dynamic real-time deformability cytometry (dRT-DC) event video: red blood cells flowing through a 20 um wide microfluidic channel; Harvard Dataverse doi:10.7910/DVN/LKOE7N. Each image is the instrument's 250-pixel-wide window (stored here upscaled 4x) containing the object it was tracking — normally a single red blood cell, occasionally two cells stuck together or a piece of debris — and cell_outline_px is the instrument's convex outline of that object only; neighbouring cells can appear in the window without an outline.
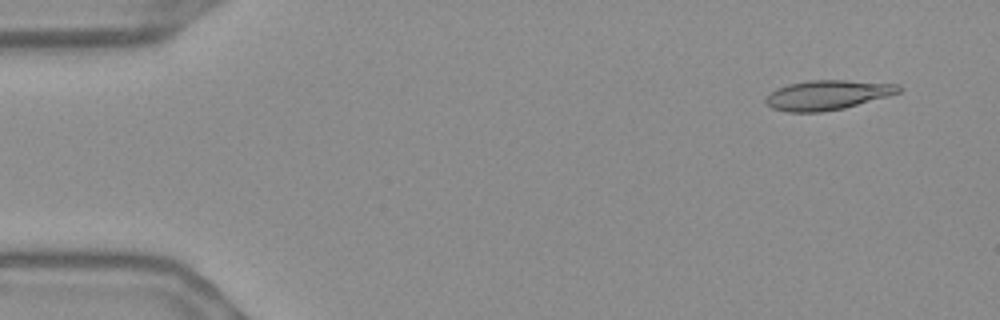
{"species": "Egyptian fruit bat (a non-hibernating species)", "species_latin": "Rousettus aegyptiacus", "temperature_condition": "warm", "stored_images_in_passage": 55, "camera_frame_rate_fps": 3000, "um_per_image_px": 0.085, "frame": {"image": 1, "passage_image": 4, "time_ms": 1.0, "image_size_px": [1000, 320], "cell_outline_px": [[904, 88], [900, 92], [888, 96], [844, 108], [820, 112], [788, 112], [772, 108], [764, 104], [764, 96], [776, 88], [788, 84], [808, 80], [844, 80], [900, 84]], "centroid_in_image_um": [70.3, 8.07], "position_along_channel_um": 14.7, "area_um2": 23.24}}
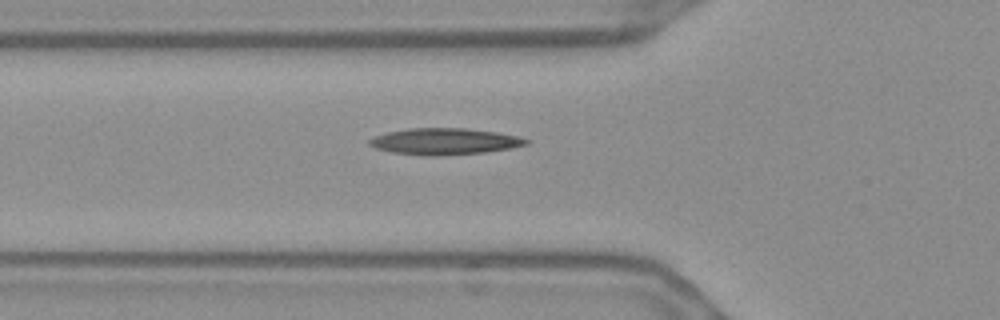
{"frame": {"image": 2, "passage_image": 19, "time_ms": 6.0, "image_size_px": [1000, 320], "cell_outline_px": [[532, 140], [528, 144], [512, 148], [484, 152], [436, 156], [428, 156], [392, 152], [376, 148], [368, 144], [368, 140], [376, 136], [388, 132], [408, 128], [468, 128], [496, 132], [516, 136]], "centroid_in_image_um": [37.81, 12.02], "position_along_channel_um": 88.0, "area_um2": 24.1}}
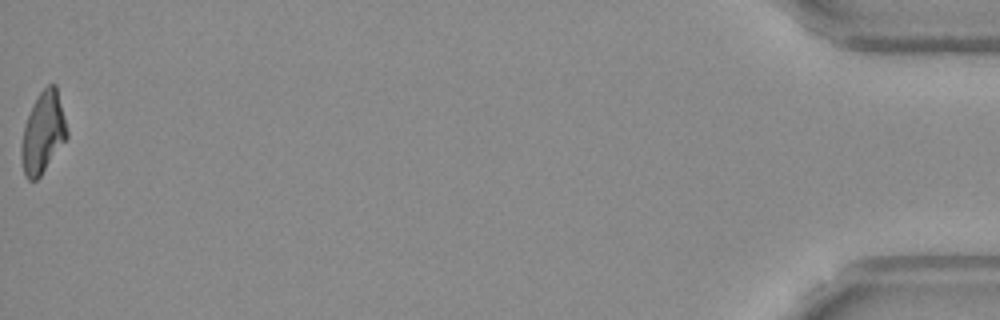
{"frame": {"image": 3, "passage_image": 55, "time_ms": 18.0, "image_size_px": [1000, 320], "cell_outline_px": [[68, 136], [40, 176], [36, 180], [28, 180], [24, 176], [20, 156], [20, 148], [24, 128], [28, 116], [40, 92], [48, 84], [56, 84], [68, 132]], "centroid_in_image_um": [3.64, 11.31], "position_along_channel_um": 431.6, "area_um2": 21.21}, "authors_computed_cell_mechanics": {"area_um2": 22.4264, "velocity_mm_per_s": 3.6929, "shape_relaxation_time_tau1_ms": null, "shape_relaxation_time_tau2_ms": 4.2263, "deformation_change_tau1": null, "deformation_change_tau2": 0.1534}}